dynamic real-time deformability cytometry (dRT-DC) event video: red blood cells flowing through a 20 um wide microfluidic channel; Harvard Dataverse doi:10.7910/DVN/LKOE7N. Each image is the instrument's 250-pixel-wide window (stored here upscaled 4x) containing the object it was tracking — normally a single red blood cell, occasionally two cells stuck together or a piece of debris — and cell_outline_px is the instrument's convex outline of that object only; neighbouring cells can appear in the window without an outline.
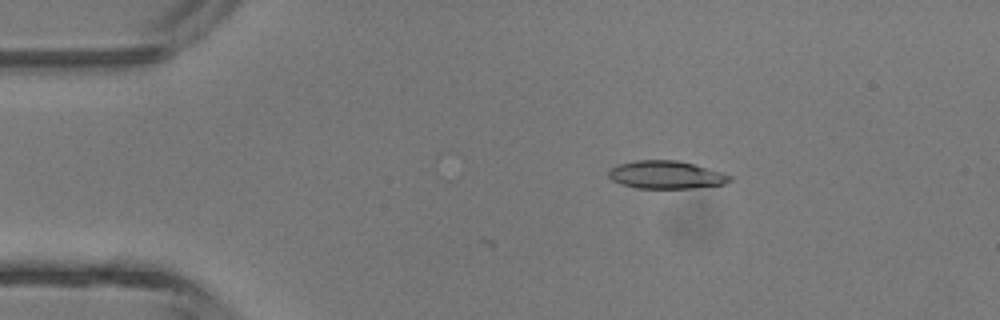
{"species": "common noctule bat (a hibernating species)", "species_latin": "Nyctalus noctula", "temperature_condition": "room temperature", "stored_images_in_passage": 5, "camera_frame_rate_fps": 3000, "um_per_image_px": 0.085, "animal": {"sex": "male", "body_mass_g": 13.3}, "frame": {"image": 1, "passage_image": 3, "time_ms": 2.333, "image_size_px": [1000, 320], "cell_outline_px": [[732, 180], [724, 184], [692, 188], [636, 188], [620, 184], [612, 180], [608, 176], [608, 172], [616, 164], [636, 160], [676, 160], [708, 168], [732, 176]], "centroid_in_image_um": [56.58, 14.86], "position_along_channel_um": 28.4, "area_um2": 19.65}}
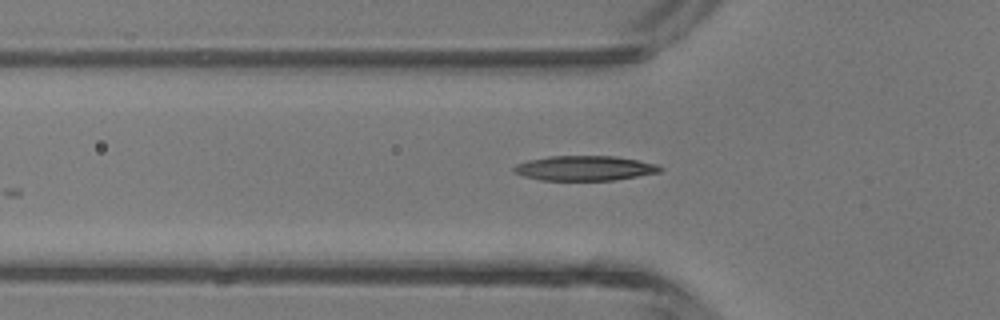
{"frame": {"image": 2, "passage_image": 5, "time_ms": 4.667, "image_size_px": [1000, 320], "cell_outline_px": [[664, 168], [660, 172], [612, 180], [540, 180], [524, 176], [512, 172], [512, 168], [516, 164], [528, 160], [548, 156], [616, 156], [660, 164]], "centroid_in_image_um": [49.69, 14.29], "position_along_channel_um": 76.1, "area_um2": 21.27}}